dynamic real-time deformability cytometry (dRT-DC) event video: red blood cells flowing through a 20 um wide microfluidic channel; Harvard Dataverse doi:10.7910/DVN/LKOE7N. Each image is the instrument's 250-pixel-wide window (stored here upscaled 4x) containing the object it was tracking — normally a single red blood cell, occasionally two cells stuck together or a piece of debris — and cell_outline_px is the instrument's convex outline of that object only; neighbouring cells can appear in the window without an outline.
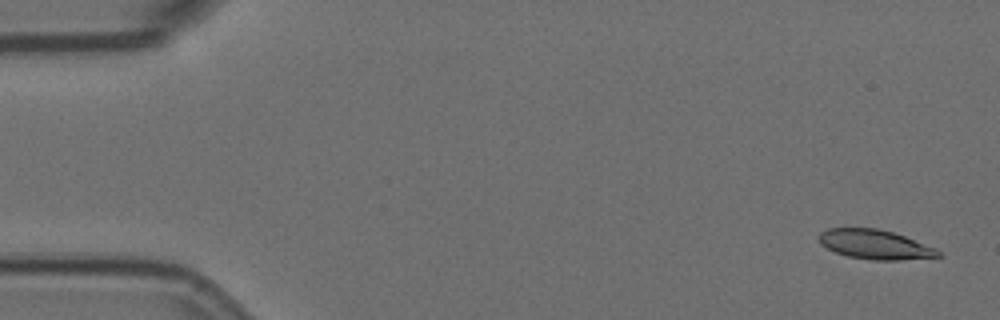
{"species": "Egyptian fruit bat (a non-hibernating species)", "species_latin": "Rousettus aegyptiacus", "temperature_condition": "room temperature", "stored_images_in_passage": 4, "camera_frame_rate_fps": 3000, "um_per_image_px": 0.085, "animal": {"sex": "female"}, "frame": {"image": 1, "passage_image": 1, "time_ms": 0.0, "image_size_px": [1000, 320], "cell_outline_px": [[944, 256], [900, 260], [872, 260], [848, 256], [836, 252], [820, 244], [820, 232], [828, 228], [876, 228], [892, 232], [904, 236], [936, 248]], "centroid_in_image_um": [74.39, 20.78], "position_along_channel_um": 10.6, "area_um2": 20.29}}
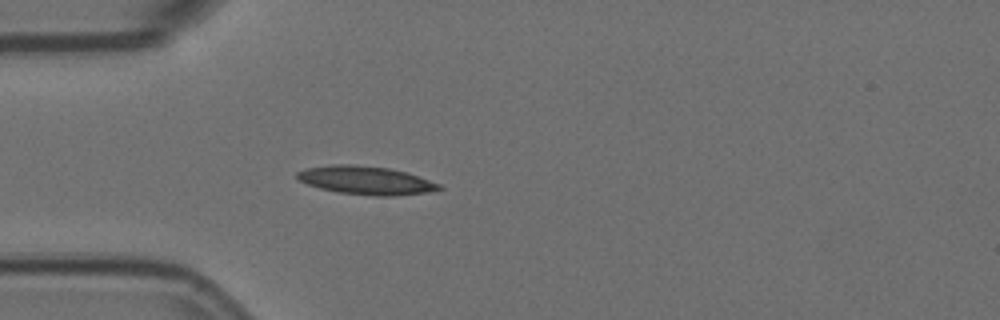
{"frame": {"image": 2, "passage_image": 4, "time_ms": 1.0, "image_size_px": [1000, 320], "cell_outline_px": [[444, 188], [428, 192], [392, 196], [376, 196], [340, 192], [320, 188], [308, 184], [300, 180], [296, 176], [296, 172], [308, 168], [332, 164], [352, 164], [388, 168], [408, 172], [440, 184]], "centroid_in_image_um": [31.13, 15.32], "position_along_channel_um": 53.9, "area_um2": 23.29}}